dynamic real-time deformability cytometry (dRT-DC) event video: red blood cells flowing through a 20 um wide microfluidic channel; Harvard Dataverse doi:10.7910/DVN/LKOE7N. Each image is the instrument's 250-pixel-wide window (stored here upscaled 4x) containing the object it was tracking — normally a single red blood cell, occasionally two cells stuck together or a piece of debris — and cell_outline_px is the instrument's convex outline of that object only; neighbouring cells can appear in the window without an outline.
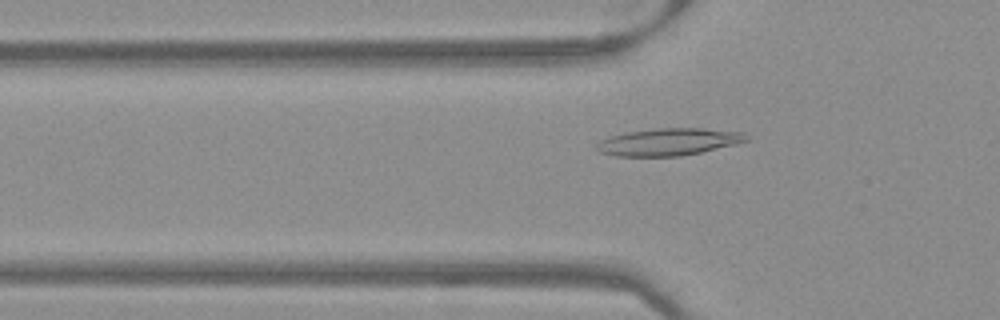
{"species": "Egyptian fruit bat (a non-hibernating species)", "species_latin": "Rousettus aegyptiacus", "temperature_condition": "warm", "stored_images_in_passage": 51, "camera_frame_rate_fps": 3000, "um_per_image_px": 0.085, "frame": {"image": 1, "passage_image": 17, "time_ms": 5.333, "image_size_px": [1000, 320], "cell_outline_px": [[748, 140], [736, 144], [700, 152], [680, 156], [616, 156], [600, 152], [596, 148], [596, 144], [600, 140], [608, 136], [624, 132], [656, 128], [704, 128], [744, 132], [748, 136]], "centroid_in_image_um": [56.81, 12.05], "position_along_channel_um": 69.0, "area_um2": 23.87}}
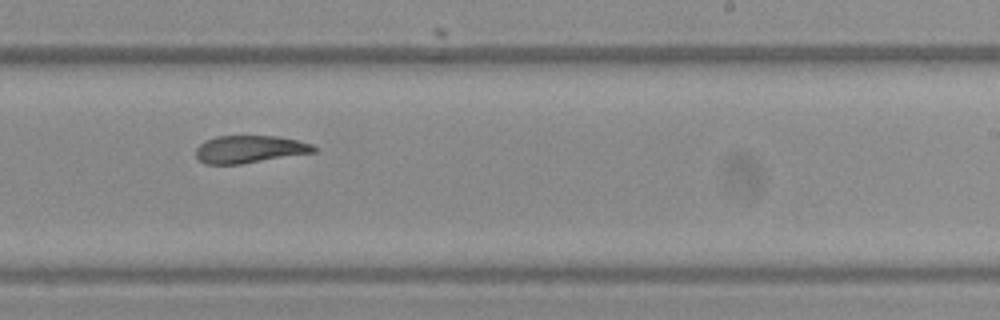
{"frame": {"image": 2, "passage_image": 32, "time_ms": 10.333, "image_size_px": [1000, 320], "cell_outline_px": [[316, 152], [240, 164], [204, 164], [196, 156], [196, 148], [200, 144], [216, 136], [276, 136], [296, 140], [312, 144], [316, 148]], "centroid_in_image_um": [21.21, 12.69], "position_along_channel_um": 267.8, "area_um2": 18.73}}
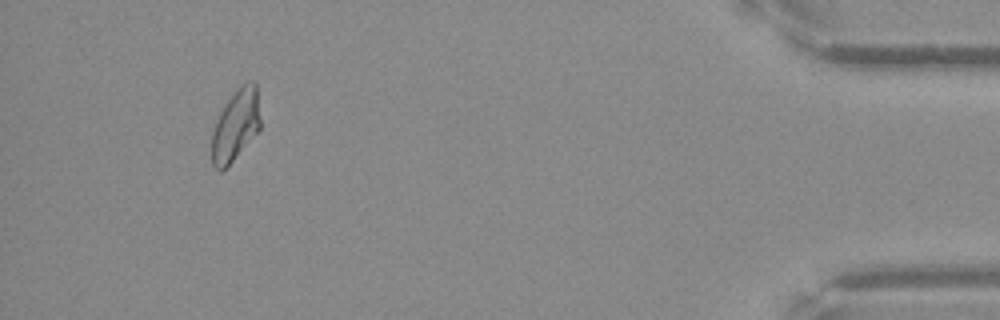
{"frame": {"image": 3, "passage_image": 48, "time_ms": 15.667, "image_size_px": [1000, 320], "cell_outline_px": [[260, 128], [232, 160], [220, 172], [212, 164], [212, 132], [216, 120], [224, 104], [240, 84], [252, 80], [256, 80], [260, 120]], "centroid_in_image_um": [20.03, 10.58], "position_along_channel_um": 415.2, "area_um2": 19.94}}